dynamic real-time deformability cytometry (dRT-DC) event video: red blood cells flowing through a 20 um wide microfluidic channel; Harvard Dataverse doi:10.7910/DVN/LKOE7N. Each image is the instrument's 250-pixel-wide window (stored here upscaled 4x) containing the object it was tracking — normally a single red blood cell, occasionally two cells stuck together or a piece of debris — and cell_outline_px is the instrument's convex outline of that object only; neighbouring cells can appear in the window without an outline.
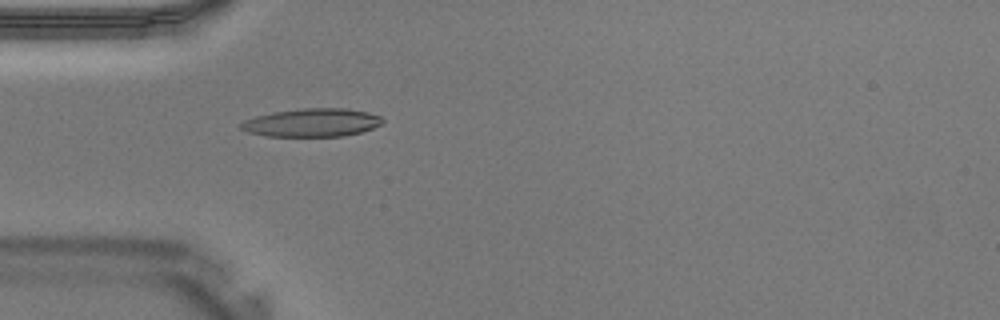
{"species": "Egyptian fruit bat (a non-hibernating species)", "species_latin": "Rousettus aegyptiacus", "temperature_condition": "warm", "stored_images_in_passage": 40, "camera_frame_rate_fps": 3000, "um_per_image_px": 0.085, "animal": {"sex": "male"}, "frame": {"image": 1, "passage_image": 12, "time_ms": 3.667, "image_size_px": [1000, 320], "cell_outline_px": [[384, 120], [380, 124], [372, 128], [360, 132], [344, 136], [264, 136], [248, 132], [240, 128], [240, 124], [244, 120], [256, 116], [276, 112], [304, 108], [344, 108], [368, 112], [380, 116]], "centroid_in_image_um": [26.51, 10.42], "position_along_channel_um": 58.5, "area_um2": 23.12}}